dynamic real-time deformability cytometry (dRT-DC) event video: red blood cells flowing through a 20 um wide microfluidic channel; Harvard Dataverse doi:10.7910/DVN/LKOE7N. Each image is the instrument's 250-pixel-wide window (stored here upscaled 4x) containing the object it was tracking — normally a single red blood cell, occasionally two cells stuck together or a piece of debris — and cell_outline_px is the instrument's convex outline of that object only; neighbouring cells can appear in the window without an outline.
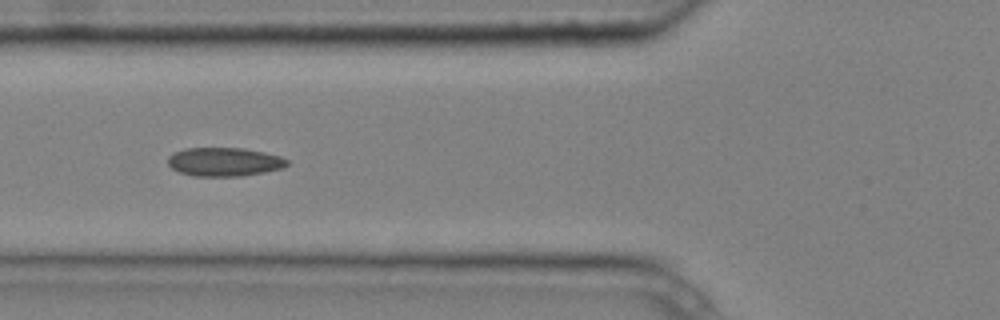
{"species": "common noctule bat (a hibernating species)", "species_latin": "Nyctalus noctula", "temperature_condition": "cold", "stored_images_in_passage": 6, "camera_frame_rate_fps": 3000, "um_per_image_px": 0.085, "animal": {"sex": "male", "body_mass_g": 20.4}, "frame": {"image": 1, "passage_image": 6, "time_ms": 1.667, "image_size_px": [1000, 320], "cell_outline_px": [[288, 164], [284, 168], [264, 172], [240, 176], [192, 176], [180, 172], [172, 168], [168, 164], [168, 156], [172, 152], [184, 148], [244, 148], [264, 152], [280, 156], [288, 160]], "centroid_in_image_um": [19.05, 13.75], "position_along_channel_um": 106.7, "area_um2": 20.06}}